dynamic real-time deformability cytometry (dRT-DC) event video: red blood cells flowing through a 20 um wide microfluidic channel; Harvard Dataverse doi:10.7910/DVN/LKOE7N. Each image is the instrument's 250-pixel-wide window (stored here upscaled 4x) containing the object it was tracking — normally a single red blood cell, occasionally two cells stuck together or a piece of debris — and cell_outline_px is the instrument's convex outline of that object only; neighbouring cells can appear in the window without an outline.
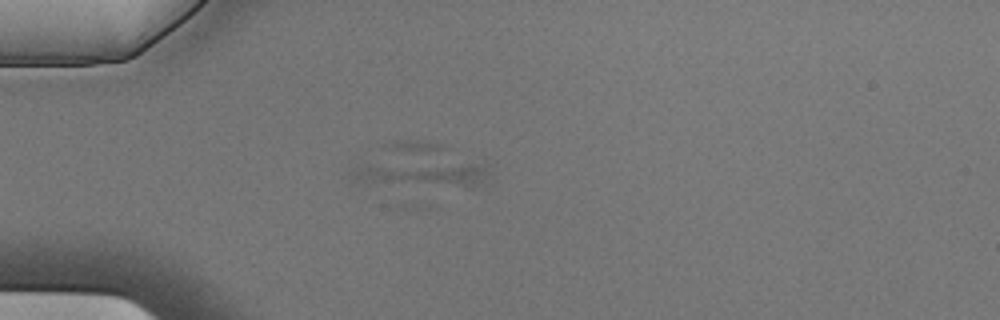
{"species": "Egyptian fruit bat (a non-hibernating species)", "species_latin": "Rousettus aegyptiacus", "temperature_condition": "cold", "stored_images_in_passage": 1, "camera_frame_rate_fps": 3000, "um_per_image_px": 0.085, "animal": {"sex": "male"}, "frame": {"image": 1, "passage_image": 1, "time_ms": 0.0, "image_size_px": [1000, 320], "cell_outline_px": [[492, 164], [488, 180], [484, 184], [472, 188], [468, 188], [364, 184], [348, 180], [348, 172], [356, 168], [368, 164]], "centroid_in_image_um": [35.93, 14.87], "position_along_channel_um": 49.1, "area_um2": 21.44}}